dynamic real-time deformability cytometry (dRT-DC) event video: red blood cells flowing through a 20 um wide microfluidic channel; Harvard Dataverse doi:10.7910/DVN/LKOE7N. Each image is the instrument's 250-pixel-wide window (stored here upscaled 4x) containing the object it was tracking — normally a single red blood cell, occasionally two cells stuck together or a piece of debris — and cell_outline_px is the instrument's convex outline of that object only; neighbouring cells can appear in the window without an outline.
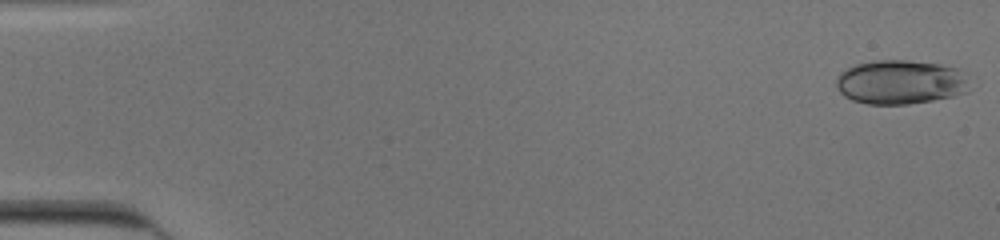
{"species": "human", "species_latin": "Homo sapiens", "temperature_condition": "cold", "stored_images_in_passage": 52, "camera_frame_rate_fps": 3000, "um_per_image_px": 0.085, "donor": {"sex": "male"}, "frame": {"image": 1, "passage_image": 1, "time_ms": 0.0, "image_size_px": [1000, 240], "cell_outline_px": [[976, 76], [968, 92], [952, 96], [932, 100], [908, 104], [868, 104], [852, 100], [844, 96], [836, 88], [836, 80], [840, 72], [856, 64], [876, 60], [908, 60], [940, 64], [960, 68]], "centroid_in_image_um": [76.68, 6.96], "position_along_channel_um": 8.3, "area_um2": 35.32}}
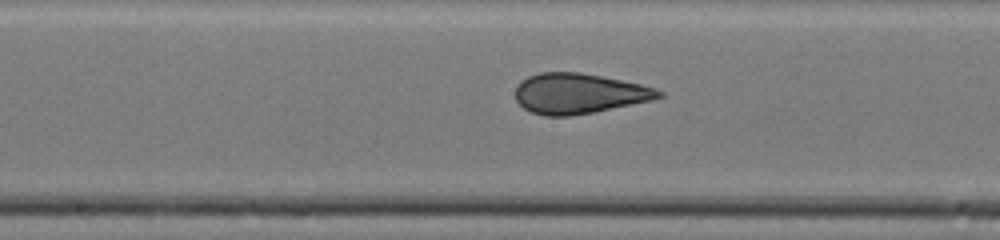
{"frame": {"image": 2, "passage_image": 28, "time_ms": 9.0, "image_size_px": [1000, 240], "cell_outline_px": [[664, 96], [652, 100], [592, 112], [568, 116], [544, 116], [532, 112], [524, 108], [516, 100], [516, 88], [520, 80], [528, 76], [540, 72], [580, 72], [640, 84], [656, 88], [664, 92]], "centroid_in_image_um": [49.19, 7.94], "position_along_channel_um": 199.0, "area_um2": 33.47}}
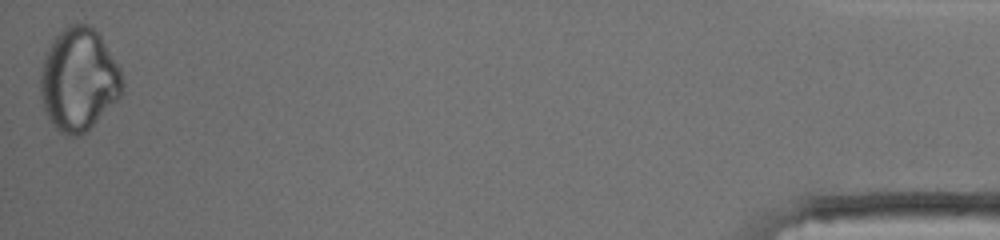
{"frame": {"image": 3, "passage_image": 52, "time_ms": 17.0, "image_size_px": [1000, 240], "cell_outline_px": [[124, 92], [80, 136], [68, 136], [60, 132], [52, 124], [44, 108], [40, 96], [40, 76], [44, 60], [48, 48], [52, 40], [68, 24], [76, 20], [88, 24], [100, 36], [120, 68], [124, 76]], "centroid_in_image_um": [6.69, 6.73], "position_along_channel_um": 428.5, "area_um2": 48.96}, "authors_computed_cell_mechanics": {"area_um2": 34.7089, "velocity_mm_per_s": 3.9556, "shape_relaxation_time_tau1_ms": null, "shape_relaxation_time_tau2_ms": 1.0039, "deformation_change_tau1": null, "deformation_change_tau2": 0.0406}}